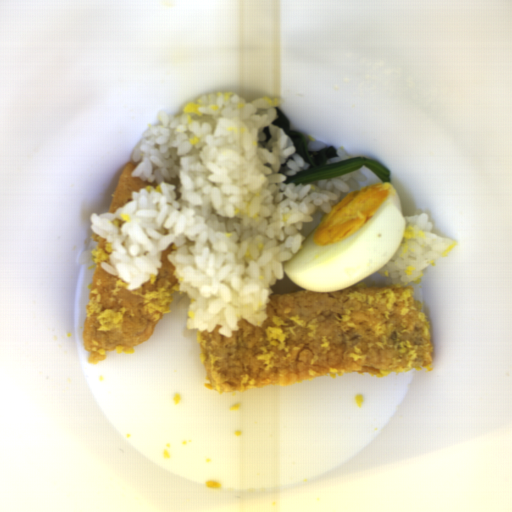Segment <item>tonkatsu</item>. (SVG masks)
I'll return each instance as SVG.
<instances>
[{"label": "tonkatsu", "instance_id": "1", "mask_svg": "<svg viewBox=\"0 0 512 512\" xmlns=\"http://www.w3.org/2000/svg\"><path fill=\"white\" fill-rule=\"evenodd\" d=\"M266 319L235 335L199 329L209 391L244 392L321 375L431 368V320L411 286L352 283L272 292Z\"/></svg>", "mask_w": 512, "mask_h": 512}, {"label": "tonkatsu", "instance_id": "3", "mask_svg": "<svg viewBox=\"0 0 512 512\" xmlns=\"http://www.w3.org/2000/svg\"><path fill=\"white\" fill-rule=\"evenodd\" d=\"M138 164L139 162L133 160L125 164L108 209L112 214L131 202L133 192H139L141 188L148 186V180L144 181L140 176H132Z\"/></svg>", "mask_w": 512, "mask_h": 512}, {"label": "tonkatsu", "instance_id": "2", "mask_svg": "<svg viewBox=\"0 0 512 512\" xmlns=\"http://www.w3.org/2000/svg\"><path fill=\"white\" fill-rule=\"evenodd\" d=\"M96 247L91 251L95 264L81 342L89 354L88 364L106 360L108 351L131 350L143 345L154 333L179 283L175 265L168 256L173 243L161 254L156 275L142 286L129 290L117 276L104 271L110 262L107 238L92 234Z\"/></svg>", "mask_w": 512, "mask_h": 512}]
</instances>
